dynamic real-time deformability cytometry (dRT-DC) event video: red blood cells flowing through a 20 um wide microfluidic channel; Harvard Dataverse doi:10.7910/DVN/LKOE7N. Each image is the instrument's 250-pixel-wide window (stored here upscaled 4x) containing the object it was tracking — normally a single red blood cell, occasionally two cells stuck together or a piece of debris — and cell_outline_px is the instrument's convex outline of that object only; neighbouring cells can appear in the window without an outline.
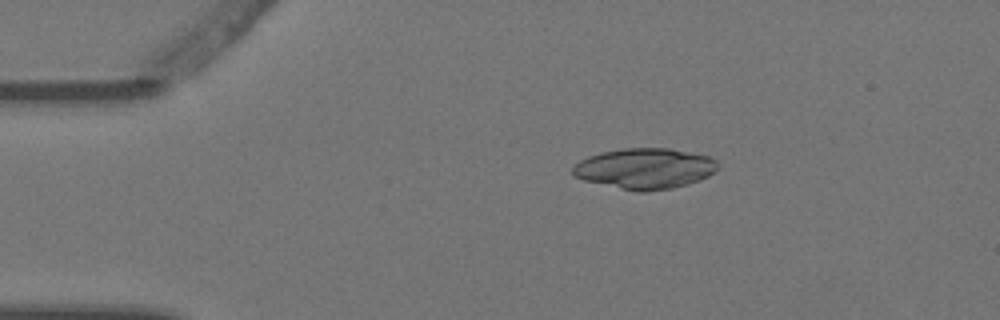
{"species": "Egyptian fruit bat (a non-hibernating species)", "species_latin": "Rousettus aegyptiacus", "temperature_condition": "warm", "stored_images_in_passage": 3, "camera_frame_rate_fps": 3000, "um_per_image_px": 0.085, "animal": {"sex": "female"}, "frame": {"image": 1, "passage_image": 1, "time_ms": 0.0, "image_size_px": [1000, 320], "cell_outline_px": [[720, 168], [708, 176], [700, 180], [688, 184], [672, 188], [644, 192], [640, 192], [620, 188], [584, 180], [572, 176], [572, 164], [588, 156], [600, 152], [624, 148], [668, 148], [708, 156], [716, 160], [720, 164]], "centroid_in_image_um": [54.81, 14.32], "position_along_channel_um": 30.2, "area_um2": 34.56}}